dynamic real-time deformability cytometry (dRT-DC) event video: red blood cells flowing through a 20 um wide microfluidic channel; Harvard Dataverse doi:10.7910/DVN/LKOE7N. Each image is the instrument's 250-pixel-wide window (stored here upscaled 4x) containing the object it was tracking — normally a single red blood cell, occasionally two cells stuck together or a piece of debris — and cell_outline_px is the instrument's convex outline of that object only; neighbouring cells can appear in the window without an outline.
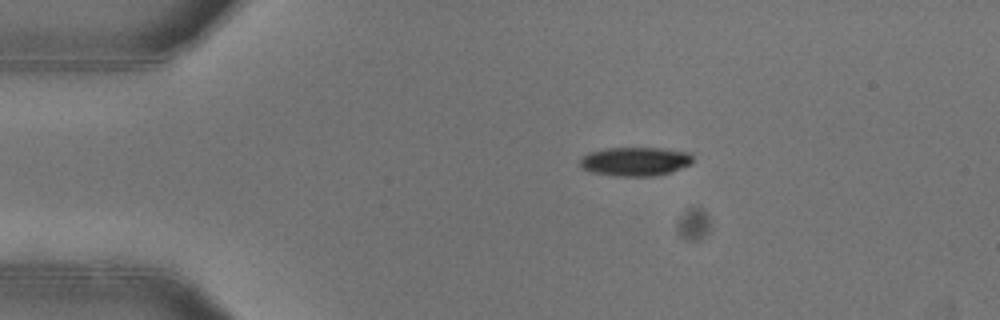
{"species": "common noctule bat (a hibernating species)", "species_latin": "Nyctalus noctula", "temperature_condition": "warm", "stored_images_in_passage": 43, "camera_frame_rate_fps": 3000, "um_per_image_px": 0.085, "animal": {"sex": "female"}, "frame": {"image": 1, "passage_image": 1, "time_ms": 0.0, "image_size_px": [1000, 320], "cell_outline_px": [[692, 164], [668, 172], [652, 176], [616, 176], [592, 172], [580, 168], [580, 160], [588, 152], [604, 148], [660, 148], [688, 152], [692, 156]], "centroid_in_image_um": [53.95, 13.72], "position_along_channel_um": 31.0, "area_um2": 18.9}}
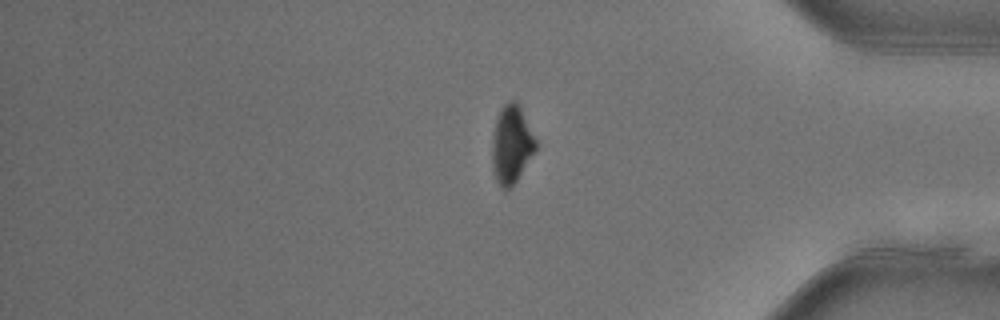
{"frame": {"image": 2, "passage_image": 34, "time_ms": 11.0, "image_size_px": [1000, 320], "cell_outline_px": [[536, 152], [516, 180], [508, 188], [504, 188], [496, 180], [492, 168], [492, 140], [496, 120], [500, 108], [508, 100], [516, 100], [536, 140]], "centroid_in_image_um": [43.47, 12.26], "position_along_channel_um": 391.7, "area_um2": 19.54}}
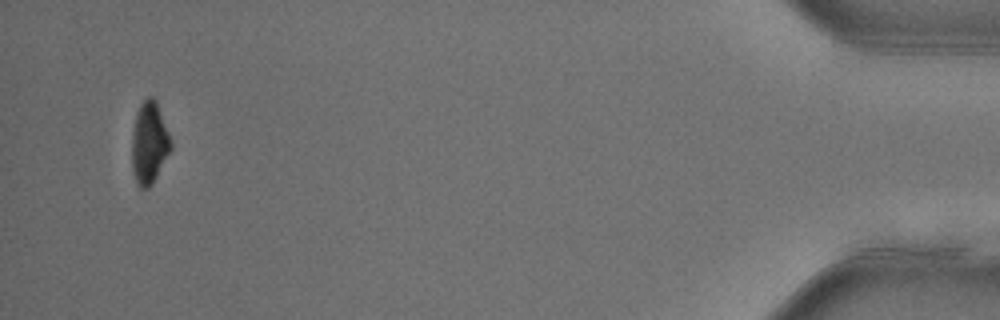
{"frame": {"image": 3, "passage_image": 41, "time_ms": 13.333, "image_size_px": [1000, 320], "cell_outline_px": [[172, 148], [152, 184], [148, 188], [140, 188], [136, 184], [132, 172], [132, 132], [136, 112], [140, 104], [148, 96], [152, 96], [156, 100], [172, 140]], "centroid_in_image_um": [12.68, 12.15], "position_along_channel_um": 422.5, "area_um2": 18.84}, "authors_computed_cell_mechanics": {"area_um2": 21.0392, "velocity_mm_per_s": 3.975, "shape_relaxation_time_tau1_ms": 4.3376, "shape_relaxation_time_tau2_ms": null, "deformation_change_tau1": 0.1469, "deformation_change_tau2": null}}